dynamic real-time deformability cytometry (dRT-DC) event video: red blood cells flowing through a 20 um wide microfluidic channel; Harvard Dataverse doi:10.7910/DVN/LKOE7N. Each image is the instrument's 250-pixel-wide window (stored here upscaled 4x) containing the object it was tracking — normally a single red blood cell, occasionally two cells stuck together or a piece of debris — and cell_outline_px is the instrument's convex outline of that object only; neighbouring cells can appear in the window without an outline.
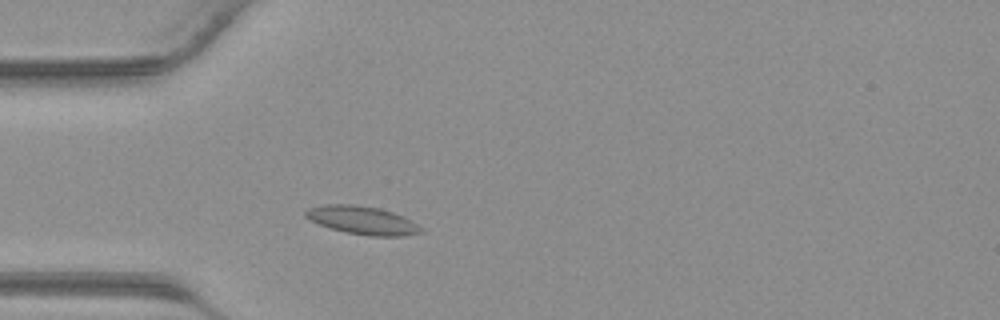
{"species": "common noctule bat (a hibernating species)", "species_latin": "Nyctalus noctula", "temperature_condition": "warm", "stored_images_in_passage": 31, "camera_frame_rate_fps": 3000, "um_per_image_px": 0.085, "animal": {"sex": "male", "body_mass_g": 23.1, "forearm_length_mm": 52.7}, "frame": {"image": 1, "passage_image": 6, "time_ms": 1.667, "image_size_px": [1000, 320], "cell_outline_px": [[424, 232], [404, 236], [368, 236], [344, 232], [320, 224], [304, 216], [304, 212], [308, 208], [324, 204], [352, 204], [380, 208], [404, 216], [412, 220], [424, 228]], "centroid_in_image_um": [30.85, 18.72], "position_along_channel_um": 54.1, "area_um2": 19.13}}
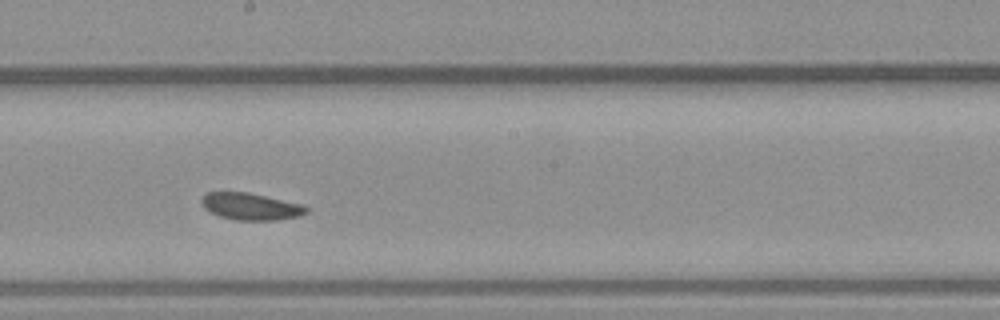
{"frame": {"image": 2, "passage_image": 17, "time_ms": 5.333, "image_size_px": [1000, 320], "cell_outline_px": [[308, 212], [300, 216], [276, 220], [236, 220], [220, 216], [204, 208], [200, 200], [208, 192], [248, 192], [304, 204], [308, 208]], "centroid_in_image_um": [21.36, 17.55], "position_along_channel_um": 226.8, "area_um2": 16.47}}
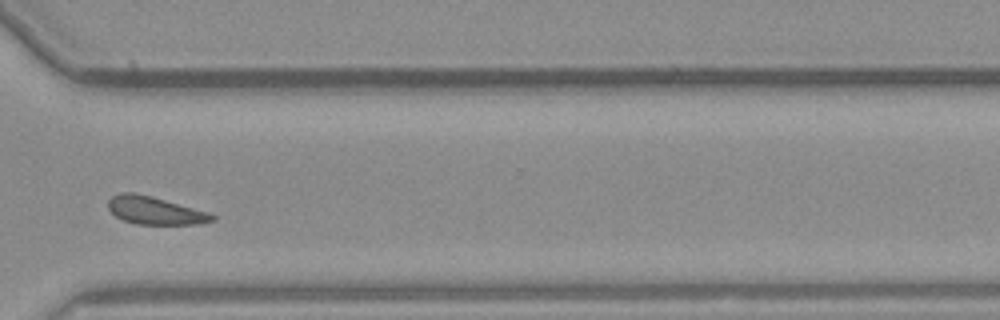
{"frame": {"image": 3, "passage_image": 25, "time_ms": 8.0, "image_size_px": [1000, 320], "cell_outline_px": [[216, 220], [196, 224], [136, 224], [124, 220], [116, 216], [108, 208], [108, 200], [112, 196], [120, 192], [132, 192], [152, 196], [208, 212], [216, 216]], "centroid_in_image_um": [13.16, 17.89], "position_along_channel_um": 357.4, "area_um2": 16.76}}